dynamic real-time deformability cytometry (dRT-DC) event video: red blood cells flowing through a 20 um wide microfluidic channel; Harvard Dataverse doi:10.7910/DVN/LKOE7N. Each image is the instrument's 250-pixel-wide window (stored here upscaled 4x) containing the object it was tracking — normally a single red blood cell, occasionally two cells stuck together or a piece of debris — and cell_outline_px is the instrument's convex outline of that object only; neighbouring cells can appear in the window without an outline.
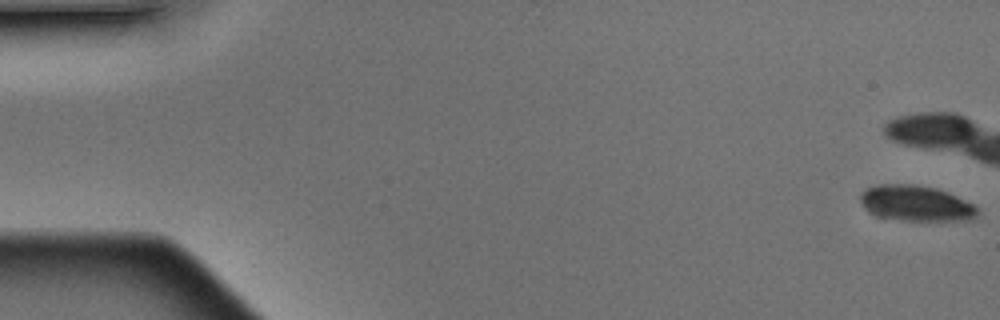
{"species": "Egyptian fruit bat (a non-hibernating species)", "species_latin": "Rousettus aegyptiacus", "temperature_condition": "warm", "stored_images_in_passage": 2, "camera_frame_rate_fps": 3000, "um_per_image_px": 0.085, "animal": {"sex": "male"}, "frame": {"image": 1, "passage_image": 2, "time_ms": 0.333, "image_size_px": [1000, 320], "cell_outline_px": [[980, 212], [972, 220], [904, 220], [876, 216], [860, 200], [860, 196], [868, 188], [880, 184], [912, 184], [936, 188], [956, 196], [972, 204]], "centroid_in_image_um": [77.89, 17.28], "position_along_channel_um": 7.1, "area_um2": 23.81}}